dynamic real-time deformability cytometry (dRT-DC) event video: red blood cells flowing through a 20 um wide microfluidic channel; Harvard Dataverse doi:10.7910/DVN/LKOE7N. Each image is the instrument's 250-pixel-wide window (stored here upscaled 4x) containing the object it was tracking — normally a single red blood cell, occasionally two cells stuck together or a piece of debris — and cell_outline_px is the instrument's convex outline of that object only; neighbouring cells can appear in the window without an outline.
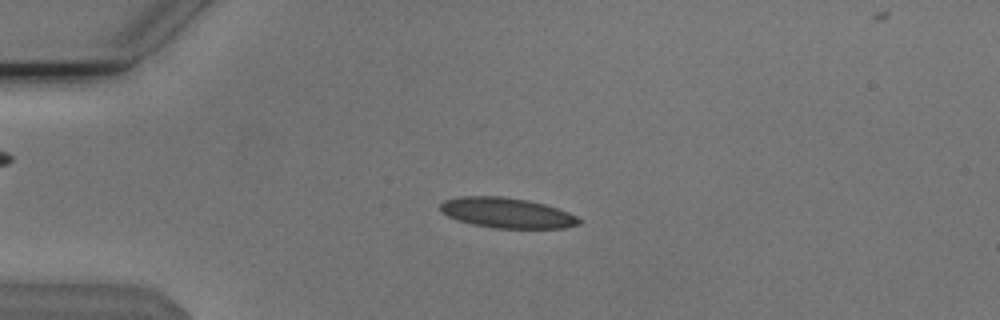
{"species": "Egyptian fruit bat (a non-hibernating species)", "species_latin": "Rousettus aegyptiacus", "temperature_condition": "cold", "stored_images_in_passage": 54, "camera_frame_rate_fps": 3000, "um_per_image_px": 0.085, "animal": {"sex": "male"}, "frame": {"image": 1, "passage_image": 13, "time_ms": 4.0, "image_size_px": [1000, 320], "cell_outline_px": [[584, 220], [580, 224], [564, 228], [492, 228], [472, 224], [456, 220], [440, 212], [440, 204], [444, 200], [460, 196], [504, 196], [528, 200], [544, 204], [568, 212]], "centroid_in_image_um": [43.07, 18.09], "position_along_channel_um": 41.9, "area_um2": 24.68}}
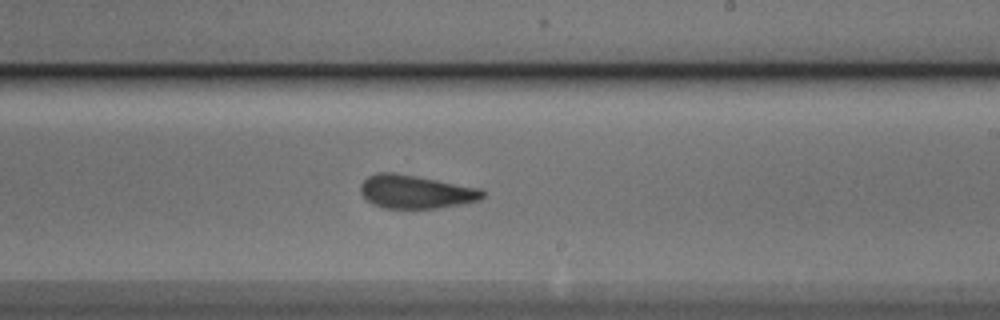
{"frame": {"image": 2, "passage_image": 32, "time_ms": 10.333, "image_size_px": [1000, 320], "cell_outline_px": [[484, 196], [480, 200], [464, 204], [436, 208], [384, 208], [372, 204], [360, 192], [360, 184], [368, 176], [376, 172], [392, 172], [416, 176], [480, 188], [484, 192]], "centroid_in_image_um": [35.33, 16.3], "position_along_channel_um": 253.7, "area_um2": 23.76}}
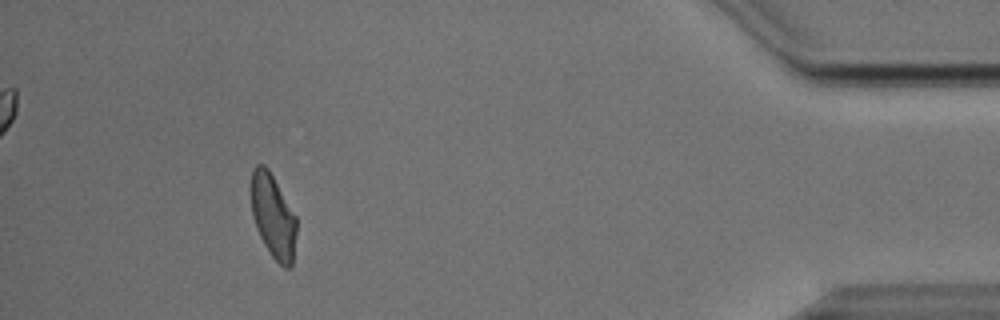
{"frame": {"image": 3, "passage_image": 49, "time_ms": 16.0, "image_size_px": [1000, 320], "cell_outline_px": [[296, 232], [292, 268], [284, 268], [272, 256], [264, 244], [256, 228], [252, 216], [252, 172], [256, 164], [264, 164], [268, 168], [296, 216]], "centroid_in_image_um": [23.22, 18.4], "position_along_channel_um": 412.0, "area_um2": 21.96}}